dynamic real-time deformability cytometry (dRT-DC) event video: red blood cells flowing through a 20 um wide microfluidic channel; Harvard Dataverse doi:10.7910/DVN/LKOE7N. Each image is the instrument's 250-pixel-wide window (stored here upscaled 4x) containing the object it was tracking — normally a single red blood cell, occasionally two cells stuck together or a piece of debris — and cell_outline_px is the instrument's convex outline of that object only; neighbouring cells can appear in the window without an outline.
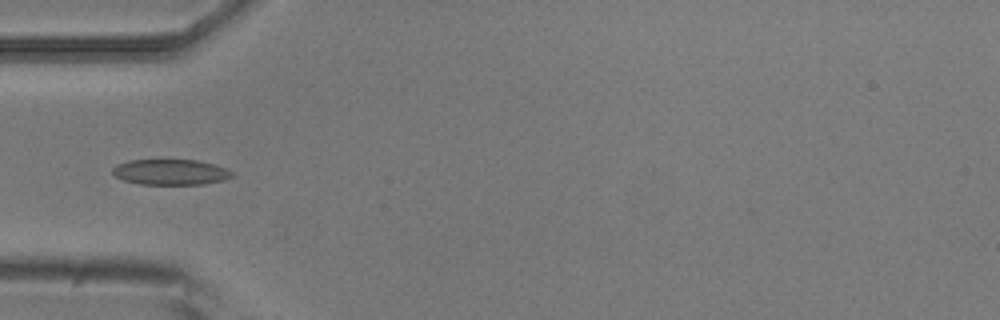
{"species": "common noctule bat (a hibernating species)", "species_latin": "Nyctalus noctula", "temperature_condition": "room temperature", "stored_images_in_passage": 5, "camera_frame_rate_fps": 3000, "um_per_image_px": 0.085, "animal": {"sex": "male", "body_mass_g": 20.5, "forearm_length_mm": 52.5}, "frame": {"image": 1, "passage_image": 5, "time_ms": 1.333, "image_size_px": [1000, 320], "cell_outline_px": [[232, 176], [224, 180], [204, 184], [140, 184], [124, 180], [116, 176], [112, 172], [112, 168], [116, 164], [128, 160], [200, 160], [224, 168], [232, 172]], "centroid_in_image_um": [14.47, 14.62], "position_along_channel_um": 70.5, "area_um2": 17.69}}